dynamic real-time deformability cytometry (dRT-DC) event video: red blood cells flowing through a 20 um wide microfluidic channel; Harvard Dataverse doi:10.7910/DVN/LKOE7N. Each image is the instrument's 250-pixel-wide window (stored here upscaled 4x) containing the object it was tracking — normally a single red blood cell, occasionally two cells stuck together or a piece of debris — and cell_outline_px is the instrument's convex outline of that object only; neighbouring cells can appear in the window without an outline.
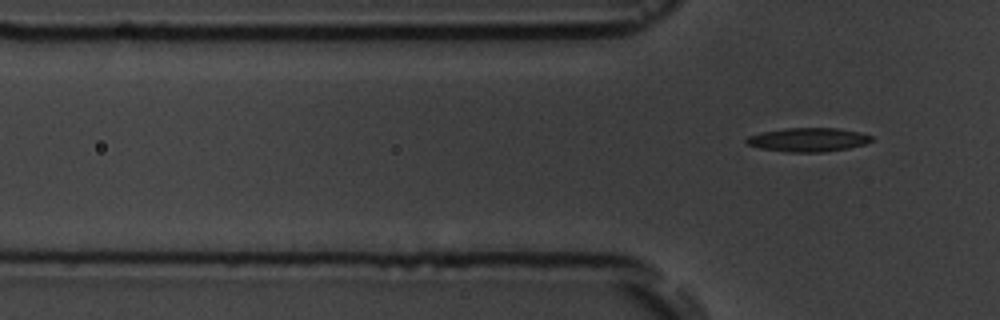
{"species": "common noctule bat (a hibernating species)", "species_latin": "Nyctalus noctula", "temperature_condition": "room temperature", "stored_images_in_passage": 7, "segment_of_instrument_passage": [2, 2], "camera_frame_rate_fps": 3000, "um_per_image_px": 0.085, "animal": {"sex": "male", "body_mass_g": 19.5, "forearm_length_mm": 54.6}, "frame": {"image": 1, "passage_image": 7, "time_ms": 7.667, "image_size_px": [1000, 320], "cell_outline_px": [[872, 140], [864, 144], [848, 148], [824, 152], [788, 152], [760, 148], [748, 144], [744, 140], [748, 136], [764, 132], [784, 128], [836, 128], [860, 132], [872, 136]], "centroid_in_image_um": [68.69, 11.87], "position_along_channel_um": 57.1, "area_um2": 17.22}}